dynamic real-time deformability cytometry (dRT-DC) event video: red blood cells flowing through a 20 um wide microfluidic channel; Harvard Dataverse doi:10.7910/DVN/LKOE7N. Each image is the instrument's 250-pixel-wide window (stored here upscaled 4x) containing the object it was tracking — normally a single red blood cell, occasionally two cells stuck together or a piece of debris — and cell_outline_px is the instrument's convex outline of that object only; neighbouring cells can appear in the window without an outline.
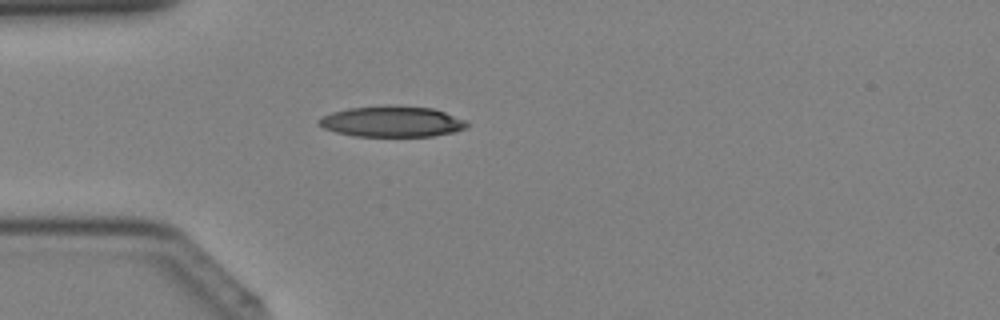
{"species": "Egyptian fruit bat (a non-hibernating species)", "species_latin": "Rousettus aegyptiacus", "temperature_condition": "cold", "stored_images_in_passage": 25, "camera_frame_rate_fps": 3000, "um_per_image_px": 0.085, "animal": {"sex": "female"}, "frame": {"image": 1, "passage_image": 1, "time_ms": 0.0, "image_size_px": [1000, 320], "cell_outline_px": [[468, 128], [456, 132], [432, 136], [352, 136], [336, 132], [324, 128], [316, 124], [316, 120], [332, 112], [348, 108], [432, 108], [468, 120]], "centroid_in_image_um": [33.34, 10.38], "position_along_channel_um": 51.7, "area_um2": 25.84}}
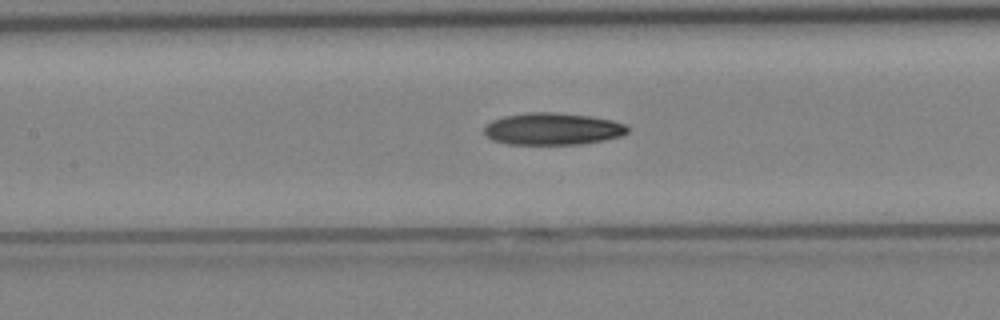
{"frame": {"image": 2, "passage_image": 8, "time_ms": 2.333, "image_size_px": [1000, 320], "cell_outline_px": [[628, 132], [620, 136], [604, 140], [580, 144], [508, 144], [492, 140], [484, 136], [484, 128], [492, 120], [504, 116], [528, 112], [552, 112], [588, 116], [612, 120], [624, 124], [628, 128]], "centroid_in_image_um": [46.93, 10.96], "position_along_channel_um": 160.5, "area_um2": 26.7}}
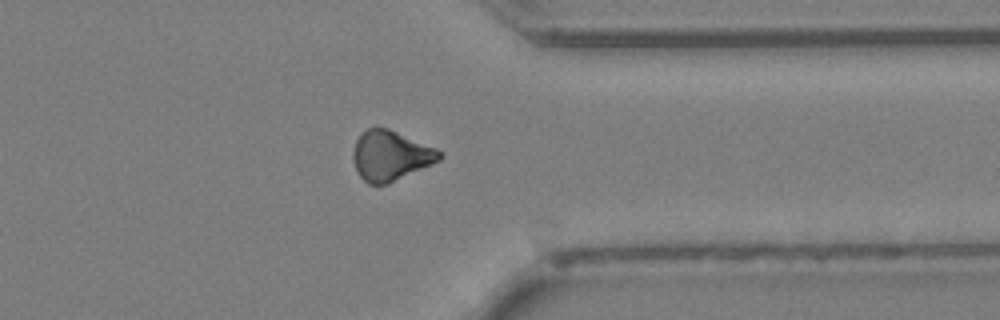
{"frame": {"image": 3, "passage_image": 21, "time_ms": 6.667, "image_size_px": [1000, 320], "cell_outline_px": [[444, 156], [440, 160], [432, 164], [388, 184], [368, 184], [356, 172], [352, 156], [352, 152], [356, 140], [360, 132], [368, 128], [388, 128], [436, 148], [444, 152]], "centroid_in_image_um": [33.19, 13.23], "position_along_channel_um": 378.2, "area_um2": 25.32}}